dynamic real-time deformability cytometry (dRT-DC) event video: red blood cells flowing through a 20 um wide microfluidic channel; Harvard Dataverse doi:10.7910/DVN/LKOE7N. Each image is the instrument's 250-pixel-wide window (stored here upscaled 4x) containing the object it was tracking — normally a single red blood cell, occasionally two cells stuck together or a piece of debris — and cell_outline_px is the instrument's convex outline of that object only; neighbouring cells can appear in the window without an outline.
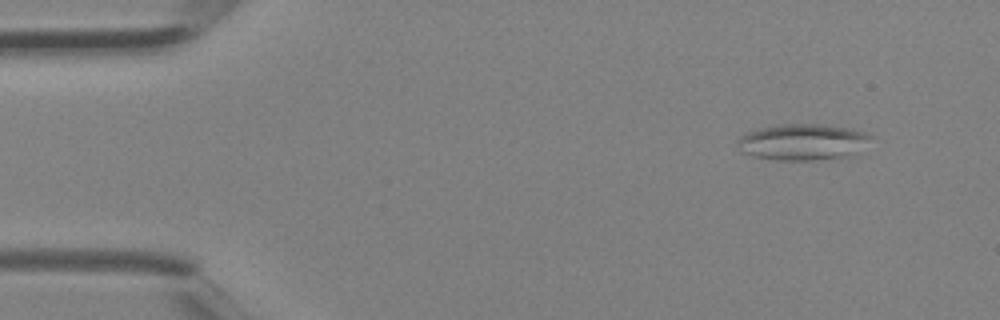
{"species": "Egyptian fruit bat (a non-hibernating species)", "species_latin": "Rousettus aegyptiacus", "temperature_condition": "room temperature", "stored_images_in_passage": 3, "camera_frame_rate_fps": 3000, "um_per_image_px": 0.085, "animal": {"sex": "female"}, "frame": {"image": 1, "passage_image": 1, "time_ms": 0.0, "image_size_px": [1000, 320], "cell_outline_px": [[872, 136], [848, 156], [812, 160], [776, 160], [756, 156], [740, 152], [736, 144], [736, 140], [740, 136], [748, 132], [760, 128], [780, 124], [820, 124], [852, 128], [868, 132]], "centroid_in_image_um": [68.15, 12.05], "position_along_channel_um": 16.8, "area_um2": 27.86}}